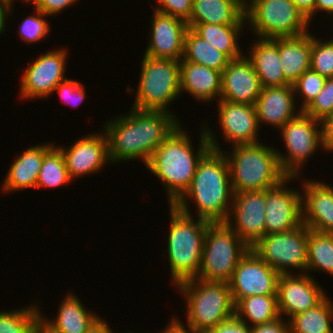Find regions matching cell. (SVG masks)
Segmentation results:
<instances>
[{"instance_id":"24","label":"cell","mask_w":333,"mask_h":333,"mask_svg":"<svg viewBox=\"0 0 333 333\" xmlns=\"http://www.w3.org/2000/svg\"><path fill=\"white\" fill-rule=\"evenodd\" d=\"M259 77L261 87L292 85L282 71L279 58V38H258L248 53Z\"/></svg>"},{"instance_id":"26","label":"cell","mask_w":333,"mask_h":333,"mask_svg":"<svg viewBox=\"0 0 333 333\" xmlns=\"http://www.w3.org/2000/svg\"><path fill=\"white\" fill-rule=\"evenodd\" d=\"M59 310L56 319H44L42 321L57 333H88L98 322L102 320L99 314L87 311L81 300L73 293L58 305Z\"/></svg>"},{"instance_id":"42","label":"cell","mask_w":333,"mask_h":333,"mask_svg":"<svg viewBox=\"0 0 333 333\" xmlns=\"http://www.w3.org/2000/svg\"><path fill=\"white\" fill-rule=\"evenodd\" d=\"M33 3L34 8L39 9L45 15L54 16L62 13L69 6L76 4L78 0H23V2ZM31 1V2H30Z\"/></svg>"},{"instance_id":"51","label":"cell","mask_w":333,"mask_h":333,"mask_svg":"<svg viewBox=\"0 0 333 333\" xmlns=\"http://www.w3.org/2000/svg\"><path fill=\"white\" fill-rule=\"evenodd\" d=\"M173 331H174L173 321H170L169 325H167L166 328L160 333H172ZM127 333H134V332H127Z\"/></svg>"},{"instance_id":"29","label":"cell","mask_w":333,"mask_h":333,"mask_svg":"<svg viewBox=\"0 0 333 333\" xmlns=\"http://www.w3.org/2000/svg\"><path fill=\"white\" fill-rule=\"evenodd\" d=\"M187 24L198 36L226 54L231 60H236L244 56L239 48L238 39L239 36H241L240 31L243 30V27L246 26V24Z\"/></svg>"},{"instance_id":"19","label":"cell","mask_w":333,"mask_h":333,"mask_svg":"<svg viewBox=\"0 0 333 333\" xmlns=\"http://www.w3.org/2000/svg\"><path fill=\"white\" fill-rule=\"evenodd\" d=\"M216 102H218L219 124L226 142H232V146L259 143L257 139L260 128L255 106L224 100Z\"/></svg>"},{"instance_id":"13","label":"cell","mask_w":333,"mask_h":333,"mask_svg":"<svg viewBox=\"0 0 333 333\" xmlns=\"http://www.w3.org/2000/svg\"><path fill=\"white\" fill-rule=\"evenodd\" d=\"M67 50L60 48L37 57L25 70L20 85V98H47L66 79Z\"/></svg>"},{"instance_id":"47","label":"cell","mask_w":333,"mask_h":333,"mask_svg":"<svg viewBox=\"0 0 333 333\" xmlns=\"http://www.w3.org/2000/svg\"><path fill=\"white\" fill-rule=\"evenodd\" d=\"M14 2V0H0V34L5 31L6 16H8V14L12 11V5Z\"/></svg>"},{"instance_id":"41","label":"cell","mask_w":333,"mask_h":333,"mask_svg":"<svg viewBox=\"0 0 333 333\" xmlns=\"http://www.w3.org/2000/svg\"><path fill=\"white\" fill-rule=\"evenodd\" d=\"M157 3L161 6L154 7L156 11L179 18L186 23L190 21L193 10V2L190 0H157Z\"/></svg>"},{"instance_id":"12","label":"cell","mask_w":333,"mask_h":333,"mask_svg":"<svg viewBox=\"0 0 333 333\" xmlns=\"http://www.w3.org/2000/svg\"><path fill=\"white\" fill-rule=\"evenodd\" d=\"M279 277L278 272L250 249L229 282L234 305L247 296L277 295Z\"/></svg>"},{"instance_id":"9","label":"cell","mask_w":333,"mask_h":333,"mask_svg":"<svg viewBox=\"0 0 333 333\" xmlns=\"http://www.w3.org/2000/svg\"><path fill=\"white\" fill-rule=\"evenodd\" d=\"M133 108L168 111L169 104L181 96L180 61L143 55Z\"/></svg>"},{"instance_id":"34","label":"cell","mask_w":333,"mask_h":333,"mask_svg":"<svg viewBox=\"0 0 333 333\" xmlns=\"http://www.w3.org/2000/svg\"><path fill=\"white\" fill-rule=\"evenodd\" d=\"M71 181L73 180L69 177L63 153L57 146L55 147V145H53L44 154V159L36 183V189L41 187H62Z\"/></svg>"},{"instance_id":"46","label":"cell","mask_w":333,"mask_h":333,"mask_svg":"<svg viewBox=\"0 0 333 333\" xmlns=\"http://www.w3.org/2000/svg\"><path fill=\"white\" fill-rule=\"evenodd\" d=\"M292 2L311 22L310 20L315 16L316 0H292Z\"/></svg>"},{"instance_id":"21","label":"cell","mask_w":333,"mask_h":333,"mask_svg":"<svg viewBox=\"0 0 333 333\" xmlns=\"http://www.w3.org/2000/svg\"><path fill=\"white\" fill-rule=\"evenodd\" d=\"M303 183L302 223L310 230L333 234L332 186L316 180Z\"/></svg>"},{"instance_id":"23","label":"cell","mask_w":333,"mask_h":333,"mask_svg":"<svg viewBox=\"0 0 333 333\" xmlns=\"http://www.w3.org/2000/svg\"><path fill=\"white\" fill-rule=\"evenodd\" d=\"M221 78L220 71L185 61L183 58L180 60L181 93L186 91L196 100L209 102L216 99L217 96L220 100Z\"/></svg>"},{"instance_id":"33","label":"cell","mask_w":333,"mask_h":333,"mask_svg":"<svg viewBox=\"0 0 333 333\" xmlns=\"http://www.w3.org/2000/svg\"><path fill=\"white\" fill-rule=\"evenodd\" d=\"M322 270L333 276V234L308 228L307 271Z\"/></svg>"},{"instance_id":"44","label":"cell","mask_w":333,"mask_h":333,"mask_svg":"<svg viewBox=\"0 0 333 333\" xmlns=\"http://www.w3.org/2000/svg\"><path fill=\"white\" fill-rule=\"evenodd\" d=\"M251 333H290L289 322L280 316L269 323L251 326Z\"/></svg>"},{"instance_id":"45","label":"cell","mask_w":333,"mask_h":333,"mask_svg":"<svg viewBox=\"0 0 333 333\" xmlns=\"http://www.w3.org/2000/svg\"><path fill=\"white\" fill-rule=\"evenodd\" d=\"M324 150L333 151V115L322 122Z\"/></svg>"},{"instance_id":"1","label":"cell","mask_w":333,"mask_h":333,"mask_svg":"<svg viewBox=\"0 0 333 333\" xmlns=\"http://www.w3.org/2000/svg\"><path fill=\"white\" fill-rule=\"evenodd\" d=\"M168 110L131 107L128 115L115 117L105 123L110 161L117 163L137 158L146 165L153 152L181 125L179 119Z\"/></svg>"},{"instance_id":"43","label":"cell","mask_w":333,"mask_h":333,"mask_svg":"<svg viewBox=\"0 0 333 333\" xmlns=\"http://www.w3.org/2000/svg\"><path fill=\"white\" fill-rule=\"evenodd\" d=\"M209 333H251V325L243 323L234 315L218 324Z\"/></svg>"},{"instance_id":"6","label":"cell","mask_w":333,"mask_h":333,"mask_svg":"<svg viewBox=\"0 0 333 333\" xmlns=\"http://www.w3.org/2000/svg\"><path fill=\"white\" fill-rule=\"evenodd\" d=\"M224 152L230 169L234 193L266 190L278 185L287 175L280 167L277 150L260 142L233 146Z\"/></svg>"},{"instance_id":"35","label":"cell","mask_w":333,"mask_h":333,"mask_svg":"<svg viewBox=\"0 0 333 333\" xmlns=\"http://www.w3.org/2000/svg\"><path fill=\"white\" fill-rule=\"evenodd\" d=\"M38 305L14 311L0 312V333H33L36 322L40 319Z\"/></svg>"},{"instance_id":"2","label":"cell","mask_w":333,"mask_h":333,"mask_svg":"<svg viewBox=\"0 0 333 333\" xmlns=\"http://www.w3.org/2000/svg\"><path fill=\"white\" fill-rule=\"evenodd\" d=\"M203 127L211 149L199 161L188 190L174 205L190 215L187 199L191 198L197 204V218L211 223L226 222L232 205L228 202L232 203L234 197L229 164L214 132L205 124Z\"/></svg>"},{"instance_id":"31","label":"cell","mask_w":333,"mask_h":333,"mask_svg":"<svg viewBox=\"0 0 333 333\" xmlns=\"http://www.w3.org/2000/svg\"><path fill=\"white\" fill-rule=\"evenodd\" d=\"M183 59L204 65L221 73L231 61L226 54L203 40L191 28L187 30L185 35Z\"/></svg>"},{"instance_id":"37","label":"cell","mask_w":333,"mask_h":333,"mask_svg":"<svg viewBox=\"0 0 333 333\" xmlns=\"http://www.w3.org/2000/svg\"><path fill=\"white\" fill-rule=\"evenodd\" d=\"M325 80L326 78L324 76L309 69L292 84L294 93L299 94V96H301L300 98H303L302 105L299 108L300 111H304L321 92Z\"/></svg>"},{"instance_id":"17","label":"cell","mask_w":333,"mask_h":333,"mask_svg":"<svg viewBox=\"0 0 333 333\" xmlns=\"http://www.w3.org/2000/svg\"><path fill=\"white\" fill-rule=\"evenodd\" d=\"M103 133L87 134L73 143L67 150L63 145L58 147L63 153L71 180L75 177L97 173L102 170L104 164L111 163L107 135L105 131Z\"/></svg>"},{"instance_id":"18","label":"cell","mask_w":333,"mask_h":333,"mask_svg":"<svg viewBox=\"0 0 333 333\" xmlns=\"http://www.w3.org/2000/svg\"><path fill=\"white\" fill-rule=\"evenodd\" d=\"M149 45L144 55L180 61L184 55L188 24L176 17L154 10Z\"/></svg>"},{"instance_id":"5","label":"cell","mask_w":333,"mask_h":333,"mask_svg":"<svg viewBox=\"0 0 333 333\" xmlns=\"http://www.w3.org/2000/svg\"><path fill=\"white\" fill-rule=\"evenodd\" d=\"M170 207L167 254L174 286L196 279L201 265L206 229L211 222L186 214L175 205Z\"/></svg>"},{"instance_id":"40","label":"cell","mask_w":333,"mask_h":333,"mask_svg":"<svg viewBox=\"0 0 333 333\" xmlns=\"http://www.w3.org/2000/svg\"><path fill=\"white\" fill-rule=\"evenodd\" d=\"M85 88L82 83L72 80L64 79L62 80L54 89L59 94L64 104H71L72 106H78L85 100Z\"/></svg>"},{"instance_id":"14","label":"cell","mask_w":333,"mask_h":333,"mask_svg":"<svg viewBox=\"0 0 333 333\" xmlns=\"http://www.w3.org/2000/svg\"><path fill=\"white\" fill-rule=\"evenodd\" d=\"M294 178L287 176L278 185L265 190L266 235L288 232L302 224V193L285 186Z\"/></svg>"},{"instance_id":"49","label":"cell","mask_w":333,"mask_h":333,"mask_svg":"<svg viewBox=\"0 0 333 333\" xmlns=\"http://www.w3.org/2000/svg\"><path fill=\"white\" fill-rule=\"evenodd\" d=\"M104 319L98 322L88 333H115Z\"/></svg>"},{"instance_id":"38","label":"cell","mask_w":333,"mask_h":333,"mask_svg":"<svg viewBox=\"0 0 333 333\" xmlns=\"http://www.w3.org/2000/svg\"><path fill=\"white\" fill-rule=\"evenodd\" d=\"M303 112L321 122L333 115V78H326L321 92Z\"/></svg>"},{"instance_id":"11","label":"cell","mask_w":333,"mask_h":333,"mask_svg":"<svg viewBox=\"0 0 333 333\" xmlns=\"http://www.w3.org/2000/svg\"><path fill=\"white\" fill-rule=\"evenodd\" d=\"M308 227L303 223L293 230L267 234L251 249L271 268L281 274H293L290 268L307 267Z\"/></svg>"},{"instance_id":"22","label":"cell","mask_w":333,"mask_h":333,"mask_svg":"<svg viewBox=\"0 0 333 333\" xmlns=\"http://www.w3.org/2000/svg\"><path fill=\"white\" fill-rule=\"evenodd\" d=\"M296 96L293 85L262 87L255 104L259 127L266 123L281 129L296 117L301 112L295 108Z\"/></svg>"},{"instance_id":"39","label":"cell","mask_w":333,"mask_h":333,"mask_svg":"<svg viewBox=\"0 0 333 333\" xmlns=\"http://www.w3.org/2000/svg\"><path fill=\"white\" fill-rule=\"evenodd\" d=\"M36 15H30L24 18L21 25H19V37L22 38L25 42L36 43L41 39L45 38L46 35L50 32L49 22H47L44 17H47L39 9H34Z\"/></svg>"},{"instance_id":"10","label":"cell","mask_w":333,"mask_h":333,"mask_svg":"<svg viewBox=\"0 0 333 333\" xmlns=\"http://www.w3.org/2000/svg\"><path fill=\"white\" fill-rule=\"evenodd\" d=\"M279 130L287 149V157L277 150L280 167L287 176L297 178L311 155L320 147L324 149L322 122L301 111Z\"/></svg>"},{"instance_id":"8","label":"cell","mask_w":333,"mask_h":333,"mask_svg":"<svg viewBox=\"0 0 333 333\" xmlns=\"http://www.w3.org/2000/svg\"><path fill=\"white\" fill-rule=\"evenodd\" d=\"M250 1V2H249ZM245 0V19L258 38L304 35L310 25L292 0Z\"/></svg>"},{"instance_id":"25","label":"cell","mask_w":333,"mask_h":333,"mask_svg":"<svg viewBox=\"0 0 333 333\" xmlns=\"http://www.w3.org/2000/svg\"><path fill=\"white\" fill-rule=\"evenodd\" d=\"M54 144H40L31 146L19 155L10 165L3 184V191L26 190L36 188L37 179L44 159V154Z\"/></svg>"},{"instance_id":"27","label":"cell","mask_w":333,"mask_h":333,"mask_svg":"<svg viewBox=\"0 0 333 333\" xmlns=\"http://www.w3.org/2000/svg\"><path fill=\"white\" fill-rule=\"evenodd\" d=\"M245 0H195L188 23L246 24Z\"/></svg>"},{"instance_id":"48","label":"cell","mask_w":333,"mask_h":333,"mask_svg":"<svg viewBox=\"0 0 333 333\" xmlns=\"http://www.w3.org/2000/svg\"><path fill=\"white\" fill-rule=\"evenodd\" d=\"M318 11L331 14L333 12V0H316L315 14Z\"/></svg>"},{"instance_id":"15","label":"cell","mask_w":333,"mask_h":333,"mask_svg":"<svg viewBox=\"0 0 333 333\" xmlns=\"http://www.w3.org/2000/svg\"><path fill=\"white\" fill-rule=\"evenodd\" d=\"M231 204L226 223L251 248L266 235L265 190L234 193Z\"/></svg>"},{"instance_id":"32","label":"cell","mask_w":333,"mask_h":333,"mask_svg":"<svg viewBox=\"0 0 333 333\" xmlns=\"http://www.w3.org/2000/svg\"><path fill=\"white\" fill-rule=\"evenodd\" d=\"M333 304L326 296L318 305L298 313L289 321L290 333H333Z\"/></svg>"},{"instance_id":"7","label":"cell","mask_w":333,"mask_h":333,"mask_svg":"<svg viewBox=\"0 0 333 333\" xmlns=\"http://www.w3.org/2000/svg\"><path fill=\"white\" fill-rule=\"evenodd\" d=\"M250 249L226 222L210 223L196 279L229 283L239 261Z\"/></svg>"},{"instance_id":"3","label":"cell","mask_w":333,"mask_h":333,"mask_svg":"<svg viewBox=\"0 0 333 333\" xmlns=\"http://www.w3.org/2000/svg\"><path fill=\"white\" fill-rule=\"evenodd\" d=\"M201 129L196 154L190 136L180 125L153 152L145 165L166 187L169 205H174L188 190L199 161L211 149L205 128Z\"/></svg>"},{"instance_id":"28","label":"cell","mask_w":333,"mask_h":333,"mask_svg":"<svg viewBox=\"0 0 333 333\" xmlns=\"http://www.w3.org/2000/svg\"><path fill=\"white\" fill-rule=\"evenodd\" d=\"M312 34L279 38V58L284 77L293 84L310 69Z\"/></svg>"},{"instance_id":"50","label":"cell","mask_w":333,"mask_h":333,"mask_svg":"<svg viewBox=\"0 0 333 333\" xmlns=\"http://www.w3.org/2000/svg\"><path fill=\"white\" fill-rule=\"evenodd\" d=\"M33 333H57L53 331L50 327H48L40 318L33 329Z\"/></svg>"},{"instance_id":"20","label":"cell","mask_w":333,"mask_h":333,"mask_svg":"<svg viewBox=\"0 0 333 333\" xmlns=\"http://www.w3.org/2000/svg\"><path fill=\"white\" fill-rule=\"evenodd\" d=\"M261 88L253 63L244 55L222 71L220 100L255 106Z\"/></svg>"},{"instance_id":"36","label":"cell","mask_w":333,"mask_h":333,"mask_svg":"<svg viewBox=\"0 0 333 333\" xmlns=\"http://www.w3.org/2000/svg\"><path fill=\"white\" fill-rule=\"evenodd\" d=\"M310 69L325 78H333V39L322 42L312 35Z\"/></svg>"},{"instance_id":"4","label":"cell","mask_w":333,"mask_h":333,"mask_svg":"<svg viewBox=\"0 0 333 333\" xmlns=\"http://www.w3.org/2000/svg\"><path fill=\"white\" fill-rule=\"evenodd\" d=\"M186 301L187 326L177 317L173 321L177 333H209L221 322L234 316V303L227 282L191 279L176 286Z\"/></svg>"},{"instance_id":"30","label":"cell","mask_w":333,"mask_h":333,"mask_svg":"<svg viewBox=\"0 0 333 333\" xmlns=\"http://www.w3.org/2000/svg\"><path fill=\"white\" fill-rule=\"evenodd\" d=\"M234 315L243 323L251 322L252 326L269 323L280 317L277 295H254L240 299L234 305Z\"/></svg>"},{"instance_id":"16","label":"cell","mask_w":333,"mask_h":333,"mask_svg":"<svg viewBox=\"0 0 333 333\" xmlns=\"http://www.w3.org/2000/svg\"><path fill=\"white\" fill-rule=\"evenodd\" d=\"M297 275V276H296ZM281 274L278 280L279 314L289 319L318 305L327 295L314 277L305 274ZM325 292V293H324Z\"/></svg>"}]
</instances>
